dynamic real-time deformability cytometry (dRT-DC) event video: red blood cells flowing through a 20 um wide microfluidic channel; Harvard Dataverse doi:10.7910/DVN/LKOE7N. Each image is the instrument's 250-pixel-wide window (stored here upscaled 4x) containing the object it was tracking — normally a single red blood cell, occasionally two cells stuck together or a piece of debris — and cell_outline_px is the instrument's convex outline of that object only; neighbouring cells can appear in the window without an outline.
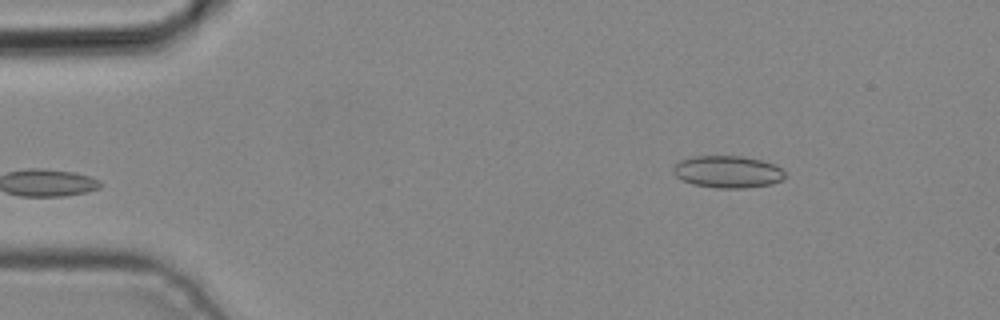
{"species": "common noctule bat (a hibernating species)", "species_latin": "Nyctalus noctula", "temperature_condition": "cold", "stored_images_in_passage": 3, "camera_frame_rate_fps": 3000, "um_per_image_px": 0.085, "animal": {"sex": "male", "body_mass_g": 19.2, "forearm_length_mm": 51.8}, "frame": {"image": 1, "passage_image": 3, "time_ms": 0.667, "image_size_px": [1000, 320], "cell_outline_px": [[784, 180], [772, 184], [744, 188], [716, 188], [692, 184], [676, 176], [672, 172], [672, 168], [680, 160], [696, 156], [744, 156], [764, 160], [776, 164], [784, 172]], "centroid_in_image_um": [61.88, 14.6], "position_along_channel_um": 23.1, "area_um2": 21.1}}